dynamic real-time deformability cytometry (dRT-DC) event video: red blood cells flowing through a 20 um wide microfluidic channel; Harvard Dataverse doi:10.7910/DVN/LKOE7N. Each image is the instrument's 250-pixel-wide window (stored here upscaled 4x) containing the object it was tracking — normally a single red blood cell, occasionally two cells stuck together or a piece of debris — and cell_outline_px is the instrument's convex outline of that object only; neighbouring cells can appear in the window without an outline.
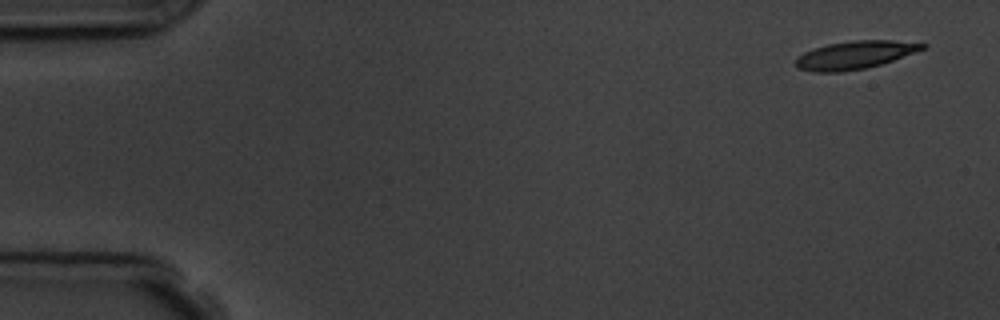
{"species": "common noctule bat (a hibernating species)", "species_latin": "Nyctalus noctula", "temperature_condition": "room temperature", "stored_images_in_passage": 7, "camera_frame_rate_fps": 3000, "um_per_image_px": 0.085, "animal": {"sex": "male", "body_mass_g": 19.5, "forearm_length_mm": 54.6}, "frame": {"image": 1, "passage_image": 1, "time_ms": 0.0, "image_size_px": [1000, 320], "cell_outline_px": [[928, 48], [880, 64], [864, 68], [840, 72], [812, 72], [796, 68], [796, 56], [804, 52], [828, 44], [852, 40], [892, 40], [928, 44]], "centroid_in_image_um": [72.66, 4.67], "position_along_channel_um": 12.3, "area_um2": 20.63}}
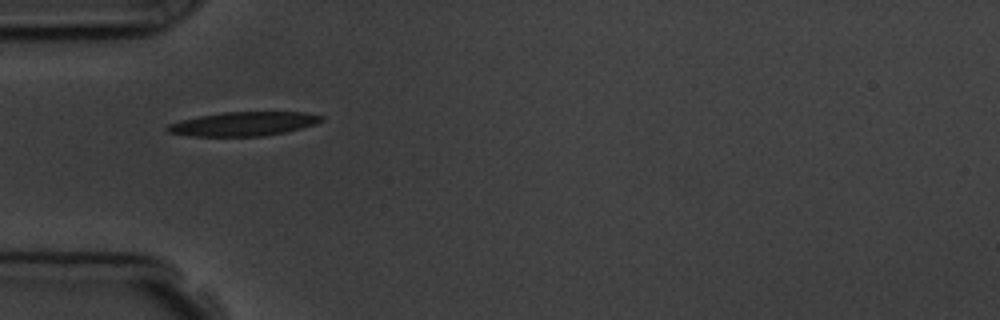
{"frame": {"image": 2, "passage_image": 5, "time_ms": 4.667, "image_size_px": [1000, 320], "cell_outline_px": [[324, 120], [316, 124], [284, 132], [264, 136], [188, 136], [168, 132], [164, 128], [168, 124], [180, 120], [200, 116], [224, 112], [308, 112], [324, 116]], "centroid_in_image_um": [20.7, 10.52], "position_along_channel_um": 64.3, "area_um2": 21.62}}